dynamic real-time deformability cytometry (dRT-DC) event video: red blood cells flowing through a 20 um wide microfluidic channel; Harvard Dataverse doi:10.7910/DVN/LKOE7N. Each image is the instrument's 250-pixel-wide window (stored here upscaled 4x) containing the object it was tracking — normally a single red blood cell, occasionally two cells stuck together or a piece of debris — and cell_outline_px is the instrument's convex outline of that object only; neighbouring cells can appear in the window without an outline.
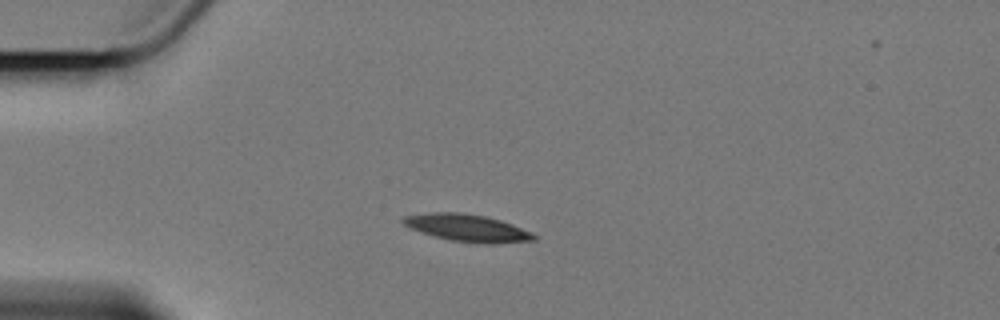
{"species": "Egyptian fruit bat (a non-hibernating species)", "species_latin": "Rousettus aegyptiacus", "temperature_condition": "cold", "stored_images_in_passage": 46, "camera_frame_rate_fps": 3000, "um_per_image_px": 0.085, "animal": {"sex": "female"}, "frame": {"image": 1, "passage_image": 1, "time_ms": 0.0, "image_size_px": [1000, 320], "cell_outline_px": [[536, 240], [500, 244], [480, 244], [448, 240], [420, 232], [404, 224], [400, 220], [404, 216], [428, 212], [460, 212], [484, 216], [500, 220], [512, 224], [532, 232], [536, 236]], "centroid_in_image_um": [39.74, 19.38], "position_along_channel_um": 45.3, "area_um2": 20.98}}
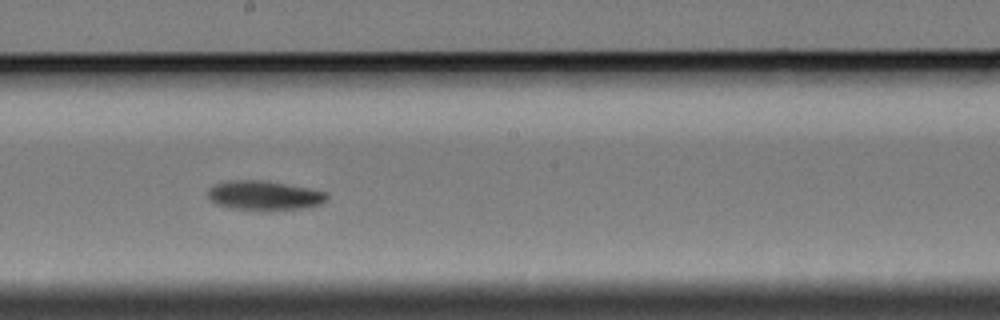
{"frame": {"image": 2, "passage_image": 19, "time_ms": 6.0, "image_size_px": [1000, 320], "cell_outline_px": [[328, 200], [320, 204], [308, 208], [232, 208], [216, 204], [208, 200], [208, 188], [212, 184], [228, 180], [260, 180], [308, 188], [328, 192]], "centroid_in_image_um": [22.43, 16.58], "position_along_channel_um": 225.8, "area_um2": 19.94}}
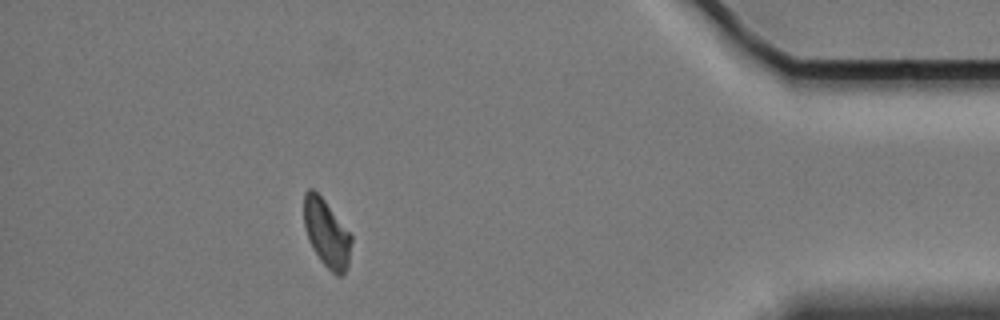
{"frame": {"image": 3, "passage_image": 39, "time_ms": 12.667, "image_size_px": [1000, 320], "cell_outline_px": [[352, 240], [348, 264], [344, 276], [336, 276], [320, 260], [312, 248], [308, 240], [304, 228], [304, 192], [308, 188], [312, 188], [324, 200], [352, 236]], "centroid_in_image_um": [27.75, 19.85], "position_along_channel_um": 407.5, "area_um2": 18.67}, "authors_computed_cell_mechanics": {"area_um2": 19.9121, "velocity_mm_per_s": 3.385, "shape_relaxation_time_tau1_ms": 6.7253, "shape_relaxation_time_tau2_ms": null, "deformation_change_tau1": 0.1292, "deformation_change_tau2": null}}